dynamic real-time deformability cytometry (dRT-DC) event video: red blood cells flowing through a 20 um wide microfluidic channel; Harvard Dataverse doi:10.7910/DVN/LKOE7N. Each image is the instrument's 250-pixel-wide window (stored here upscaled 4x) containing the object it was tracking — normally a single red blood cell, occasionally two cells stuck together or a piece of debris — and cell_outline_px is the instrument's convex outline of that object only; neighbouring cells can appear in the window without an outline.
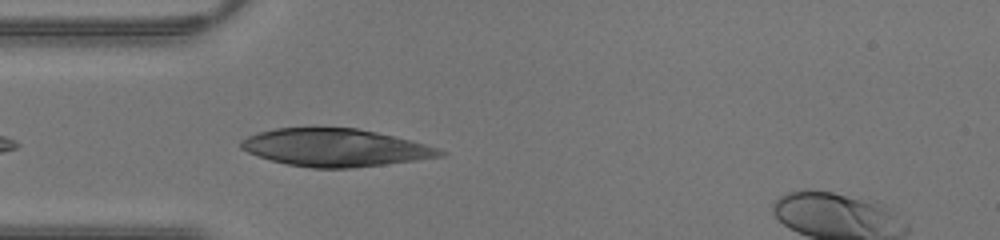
{"species": "human", "species_latin": "Homo sapiens", "temperature_condition": "warm", "stored_images_in_passage": 13, "camera_frame_rate_fps": 3000, "um_per_image_px": 0.085, "donor": {"sex": "male"}, "frame": {"image": 1, "passage_image": 2, "time_ms": 0.333, "image_size_px": [1000, 240], "cell_outline_px": [[448, 152], [444, 156], [416, 160], [352, 168], [312, 168], [288, 164], [272, 160], [248, 152], [240, 148], [240, 140], [248, 136], [260, 132], [276, 128], [356, 128], [376, 132], [424, 144]], "centroid_in_image_um": [28.48, 12.55], "position_along_channel_um": 56.5, "area_um2": 43.12}}
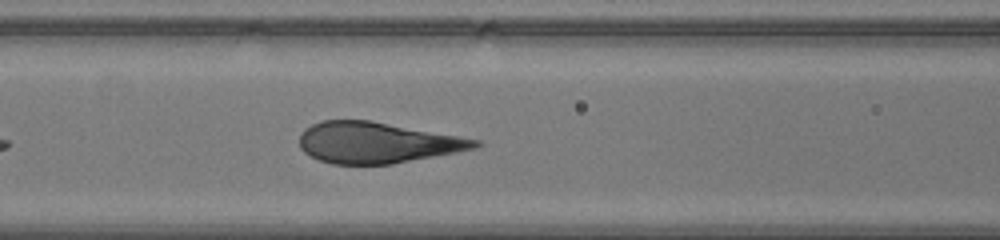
{"frame": {"image": 2, "passage_image": 7, "time_ms": 2.0, "image_size_px": [1000, 240], "cell_outline_px": [[484, 144], [476, 148], [456, 152], [392, 164], [332, 164], [320, 160], [304, 152], [300, 148], [300, 132], [304, 128], [320, 120], [368, 120], [480, 140]], "centroid_in_image_um": [32.01, 12.12], "position_along_channel_um": 134.6, "area_um2": 41.67}}
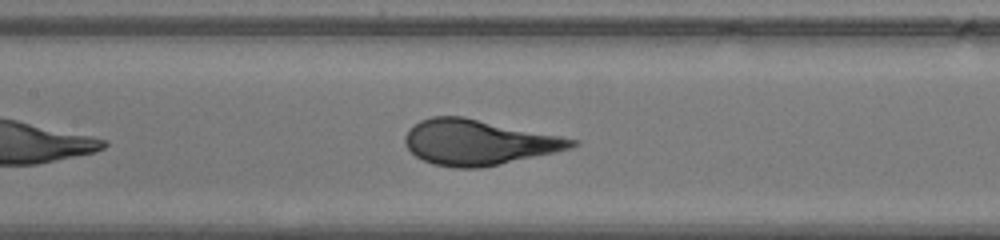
{"frame": {"image": 3, "passage_image": 9, "time_ms": 2.667, "image_size_px": [1000, 240], "cell_outline_px": [[580, 144], [572, 148], [500, 164], [480, 168], [456, 168], [432, 164], [416, 156], [404, 144], [404, 136], [408, 128], [420, 120], [432, 116], [464, 116], [580, 140]], "centroid_in_image_um": [40.64, 12.09], "position_along_channel_um": 166.8, "area_um2": 44.1}}